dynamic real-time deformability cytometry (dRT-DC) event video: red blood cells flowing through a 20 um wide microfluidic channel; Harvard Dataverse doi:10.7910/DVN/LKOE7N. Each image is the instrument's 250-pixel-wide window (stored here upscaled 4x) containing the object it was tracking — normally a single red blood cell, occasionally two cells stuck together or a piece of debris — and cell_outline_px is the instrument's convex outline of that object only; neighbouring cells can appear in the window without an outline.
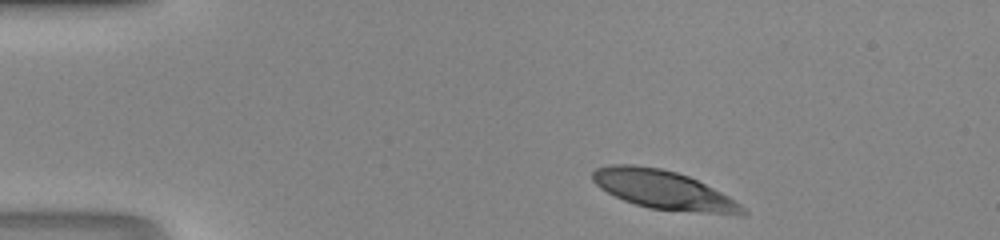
{"species": "human", "species_latin": "Homo sapiens", "temperature_condition": "room temperature", "stored_images_in_passage": 42, "camera_frame_rate_fps": 3000, "um_per_image_px": 0.085, "donor": {"sex": "male"}, "frame": {"image": 1, "passage_image": 1, "time_ms": 0.0, "image_size_px": [1000, 240], "cell_outline_px": [[748, 212], [744, 216], [740, 216], [648, 208], [624, 200], [600, 188], [592, 180], [592, 172], [596, 168], [608, 164], [632, 164], [660, 168], [676, 172], [688, 176], [728, 196], [740, 204]], "centroid_in_image_um": [56.4, 16.15], "position_along_channel_um": 28.6, "area_um2": 33.81}}
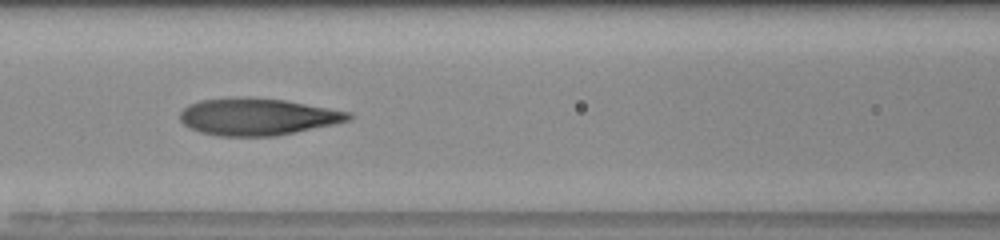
{"frame": {"image": 2, "passage_image": 14, "time_ms": 4.333, "image_size_px": [1000, 240], "cell_outline_px": [[352, 120], [296, 132], [276, 136], [216, 136], [200, 132], [184, 124], [180, 120], [180, 112], [188, 104], [200, 100], [240, 96], [244, 96], [284, 100], [352, 112]], "centroid_in_image_um": [21.88, 9.91], "position_along_channel_um": 144.7, "area_um2": 36.53}}
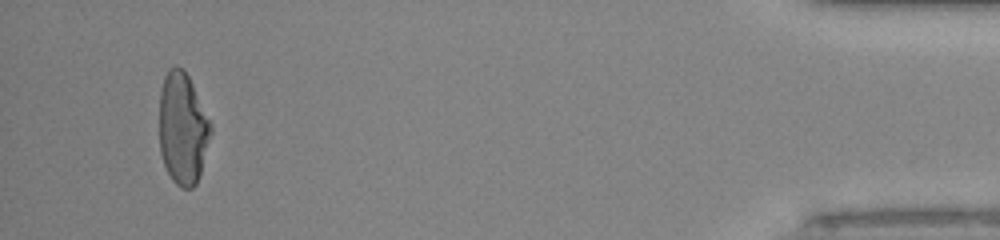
{"frame": {"image": 3, "passage_image": 39, "time_ms": 12.667, "image_size_px": [1000, 240], "cell_outline_px": [[212, 132], [200, 176], [196, 184], [192, 188], [180, 188], [172, 180], [164, 164], [160, 152], [160, 92], [164, 76], [168, 68], [176, 64], [184, 68], [192, 84], [212, 128]], "centroid_in_image_um": [15.52, 10.93], "position_along_channel_um": 419.7, "area_um2": 33.52}}